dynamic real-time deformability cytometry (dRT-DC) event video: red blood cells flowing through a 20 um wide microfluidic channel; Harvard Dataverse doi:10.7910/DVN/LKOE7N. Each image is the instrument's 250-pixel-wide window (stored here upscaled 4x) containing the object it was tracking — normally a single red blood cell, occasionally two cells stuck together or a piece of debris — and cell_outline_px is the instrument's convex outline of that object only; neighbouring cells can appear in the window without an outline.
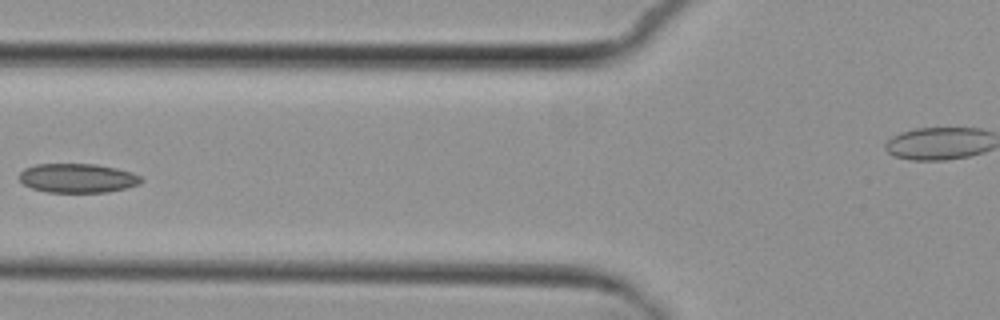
{"species": "common noctule bat (a hibernating species)", "species_latin": "Nyctalus noctula", "temperature_condition": "cold", "stored_images_in_passage": 4, "camera_frame_rate_fps": 3000, "um_per_image_px": 0.085, "animal": {"sex": "female", "body_mass_g": 29.2, "forearm_length_mm": 56.3}, "frame": {"image": 1, "passage_image": 3, "time_ms": 2.333, "image_size_px": [1000, 320], "cell_outline_px": [[144, 180], [140, 184], [108, 192], [48, 192], [32, 188], [24, 184], [20, 180], [20, 172], [24, 168], [36, 164], [96, 164], [116, 168], [132, 172], [140, 176]], "centroid_in_image_um": [6.61, 15.13], "position_along_channel_um": 119.2, "area_um2": 20.69}}
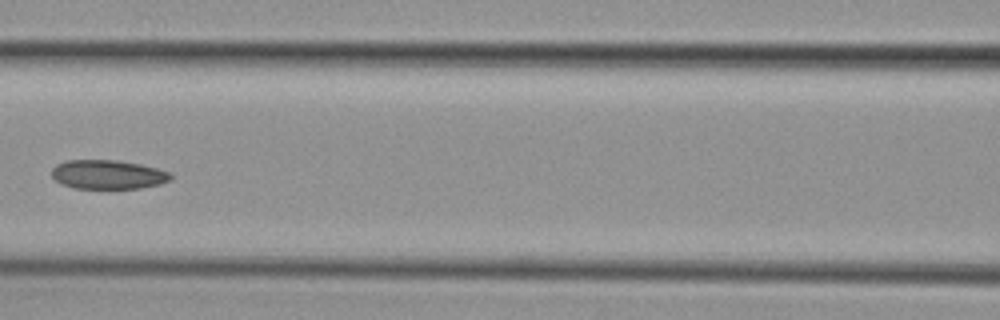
{"frame": {"image": 2, "passage_image": 4, "time_ms": 3.333, "image_size_px": [1000, 320], "cell_outline_px": [[172, 180], [160, 184], [140, 188], [72, 188], [60, 184], [52, 176], [52, 168], [56, 164], [68, 160], [116, 160], [140, 164], [172, 172]], "centroid_in_image_um": [9.18, 14.83], "position_along_channel_um": 157.4, "area_um2": 20.29}}